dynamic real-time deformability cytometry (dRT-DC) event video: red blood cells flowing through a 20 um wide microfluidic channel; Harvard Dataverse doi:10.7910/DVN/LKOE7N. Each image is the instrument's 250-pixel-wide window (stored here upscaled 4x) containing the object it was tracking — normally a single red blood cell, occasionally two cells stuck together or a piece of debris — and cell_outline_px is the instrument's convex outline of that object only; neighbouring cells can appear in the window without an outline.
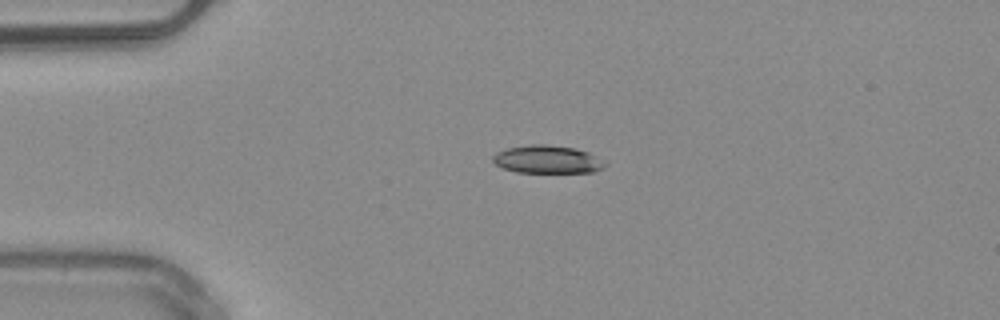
{"species": "common noctule bat (a hibernating species)", "species_latin": "Nyctalus noctula", "temperature_condition": "warm", "stored_images_in_passage": 34, "camera_frame_rate_fps": 3000, "um_per_image_px": 0.085, "animal": {"sex": "male", "body_mass_g": 20.4}, "frame": {"image": 1, "passage_image": 1, "time_ms": 0.0, "image_size_px": [1000, 320], "cell_outline_px": [[608, 164], [604, 168], [592, 172], [516, 172], [504, 168], [496, 164], [492, 160], [492, 156], [496, 152], [508, 148], [532, 144], [548, 144], [576, 148], [588, 152], [604, 160]], "centroid_in_image_um": [46.55, 13.54], "position_along_channel_um": 38.4, "area_um2": 18.32}, "authors_computed_cell_mechanics": {"area_um2": 19.2185, "velocity_mm_per_s": 4.0506, "shape_relaxation_time_tau1_ms": 10.5005, "shape_relaxation_time_tau2_ms": 6.7054, "deformation_change_tau1": 0.1881, "deformation_change_tau2": 0.1718}}